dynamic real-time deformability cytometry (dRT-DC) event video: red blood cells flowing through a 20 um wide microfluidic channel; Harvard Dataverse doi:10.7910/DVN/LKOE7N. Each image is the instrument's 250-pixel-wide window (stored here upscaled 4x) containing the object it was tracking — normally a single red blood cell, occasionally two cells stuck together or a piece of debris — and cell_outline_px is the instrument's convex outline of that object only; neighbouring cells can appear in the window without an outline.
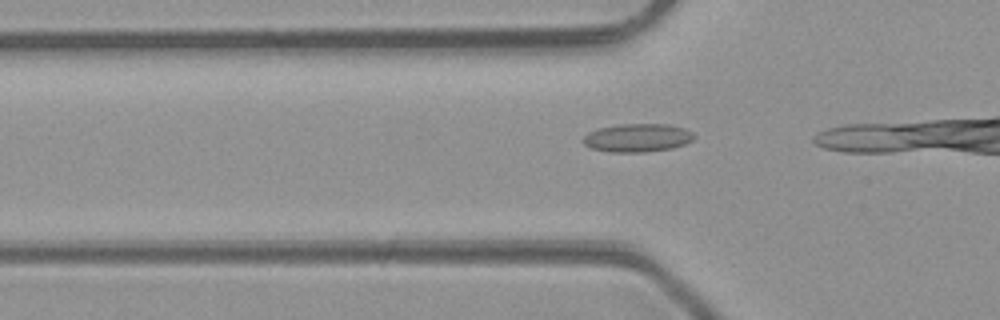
{"species": "common noctule bat (a hibernating species)", "species_latin": "Nyctalus noctula", "temperature_condition": "room temperature", "stored_images_in_passage": 5, "camera_frame_rate_fps": 3000, "um_per_image_px": 0.085, "animal": {"sex": "male", "body_mass_g": 23.1, "forearm_length_mm": 52.7}, "frame": {"image": 1, "passage_image": 3, "time_ms": 0.667, "image_size_px": [1000, 320], "cell_outline_px": [[696, 136], [692, 140], [684, 144], [672, 148], [644, 152], [608, 152], [592, 148], [584, 144], [580, 140], [588, 132], [596, 128], [620, 124], [668, 124], [684, 128], [692, 132]], "centroid_in_image_um": [54.15, 11.71], "position_along_channel_um": 71.6, "area_um2": 18.44}}